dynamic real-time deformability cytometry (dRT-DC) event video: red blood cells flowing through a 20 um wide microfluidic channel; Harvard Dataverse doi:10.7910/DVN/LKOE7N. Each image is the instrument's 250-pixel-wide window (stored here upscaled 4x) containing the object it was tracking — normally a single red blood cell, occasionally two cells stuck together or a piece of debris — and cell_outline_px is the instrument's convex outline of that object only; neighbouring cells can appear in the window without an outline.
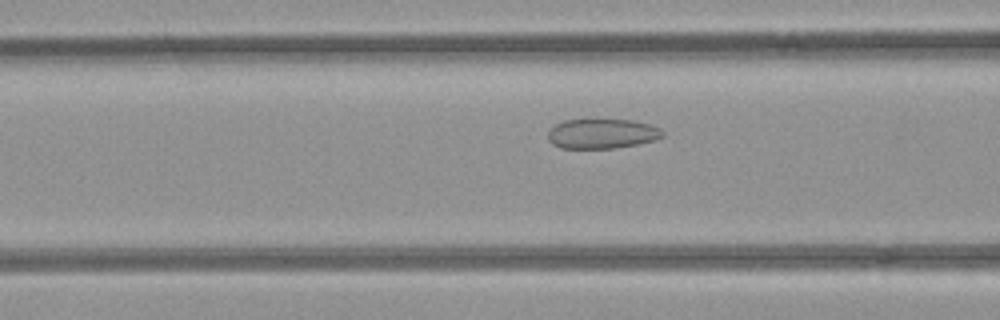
{"species": "common noctule bat (a hibernating species)", "species_latin": "Nyctalus noctula", "temperature_condition": "room temperature", "stored_images_in_passage": 49, "camera_frame_rate_fps": 3000, "um_per_image_px": 0.085, "animal": {"sex": "female", "body_mass_g": 21.9}, "frame": {"image": 1, "passage_image": 17, "time_ms": 5.333, "image_size_px": [1000, 320], "cell_outline_px": [[664, 136], [656, 140], [636, 144], [612, 148], [560, 148], [552, 144], [548, 140], [548, 132], [556, 124], [564, 120], [588, 116], [632, 120], [652, 124], [660, 128], [664, 132]], "centroid_in_image_um": [51.17, 11.3], "position_along_channel_um": 115.4, "area_um2": 20.87}}
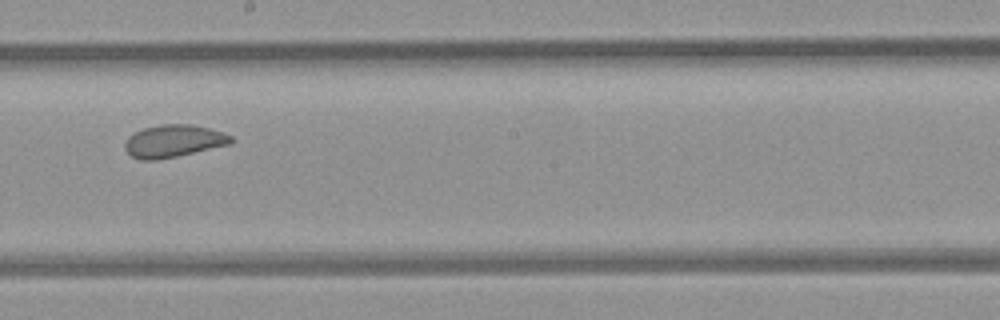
{"frame": {"image": 2, "passage_image": 26, "time_ms": 8.333, "image_size_px": [1000, 320], "cell_outline_px": [[232, 144], [176, 156], [156, 160], [140, 160], [132, 156], [124, 148], [124, 144], [128, 136], [144, 128], [160, 124], [192, 124], [224, 132], [232, 136]], "centroid_in_image_um": [14.76, 11.98], "position_along_channel_um": 233.4, "area_um2": 20.06}}
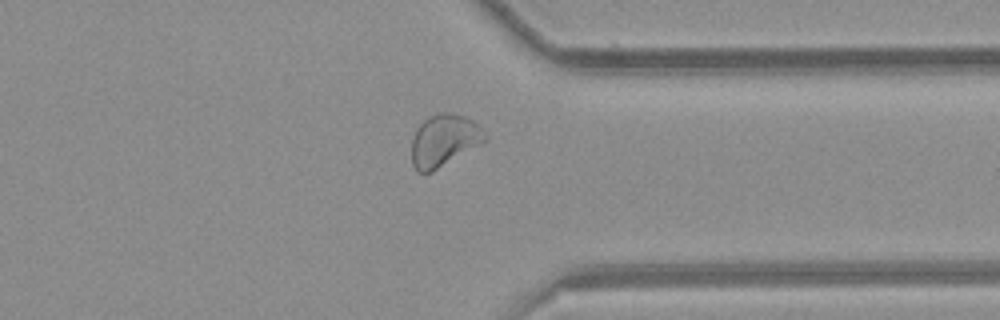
{"frame": {"image": 3, "passage_image": 37, "time_ms": 12.0, "image_size_px": [1000, 320], "cell_outline_px": [[488, 140], [432, 172], [416, 172], [412, 164], [412, 136], [416, 128], [428, 116], [440, 112], [444, 112], [464, 116], [472, 120], [488, 136]], "centroid_in_image_um": [37.72, 11.94], "position_along_channel_um": 373.7, "area_um2": 22.25}, "authors_computed_cell_mechanics": {"area_um2": 22.4264, "velocity_mm_per_s": 3.9258, "shape_relaxation_time_tau1_ms": null, "shape_relaxation_time_tau2_ms": 0.8319, "deformation_change_tau1": null, "deformation_change_tau2": 0.0628}}